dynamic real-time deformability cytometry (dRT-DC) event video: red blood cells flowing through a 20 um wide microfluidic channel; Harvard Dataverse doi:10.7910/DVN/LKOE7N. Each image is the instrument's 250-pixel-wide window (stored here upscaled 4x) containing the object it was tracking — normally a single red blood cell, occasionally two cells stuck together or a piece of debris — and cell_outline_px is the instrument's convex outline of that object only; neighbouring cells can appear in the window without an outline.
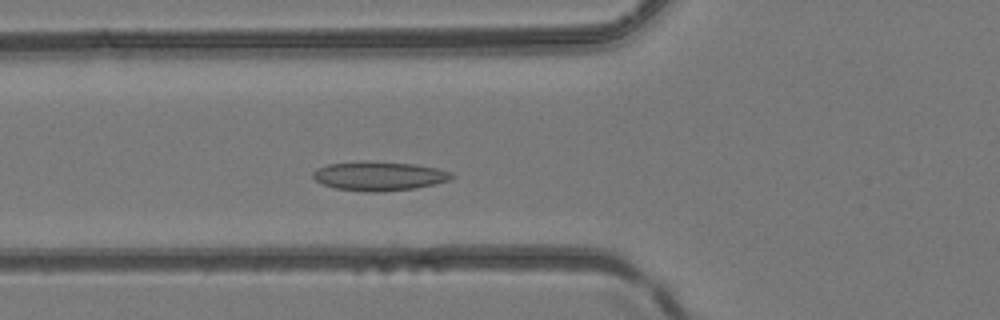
{"species": "common noctule bat (a hibernating species)", "species_latin": "Nyctalus noctula", "temperature_condition": "room temperature", "stored_images_in_passage": 42, "camera_frame_rate_fps": 3000, "um_per_image_px": 0.085, "animal": {"sex": "female", "body_mass_g": 24.6, "forearm_length_mm": 56.2}, "frame": {"image": 1, "passage_image": 12, "time_ms": 3.667, "image_size_px": [1000, 320], "cell_outline_px": [[456, 176], [452, 180], [416, 188], [376, 192], [368, 192], [336, 188], [324, 184], [316, 180], [312, 176], [312, 172], [316, 168], [328, 164], [412, 164], [436, 168], [452, 172]], "centroid_in_image_um": [32.29, 15.01], "position_along_channel_um": 93.5, "area_um2": 22.43}}
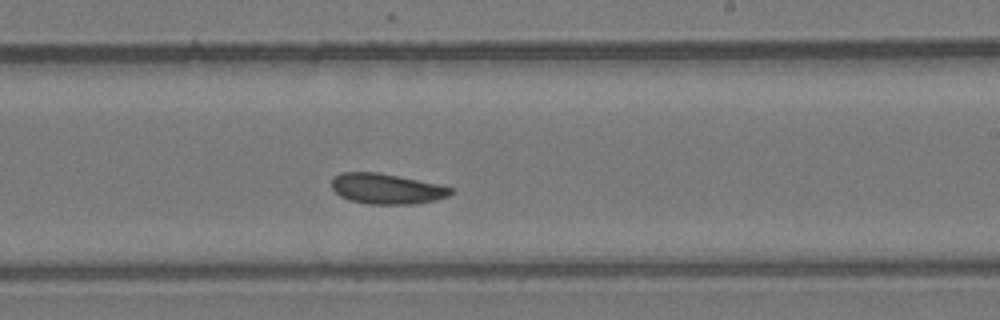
{"frame": {"image": 2, "passage_image": 23, "time_ms": 7.333, "image_size_px": [1000, 320], "cell_outline_px": [[452, 192], [448, 196], [436, 200], [416, 204], [368, 204], [348, 200], [340, 196], [332, 188], [332, 176], [340, 172], [376, 172], [436, 184], [452, 188]], "centroid_in_image_um": [32.8, 16.05], "position_along_channel_um": 256.2, "area_um2": 20.98}}
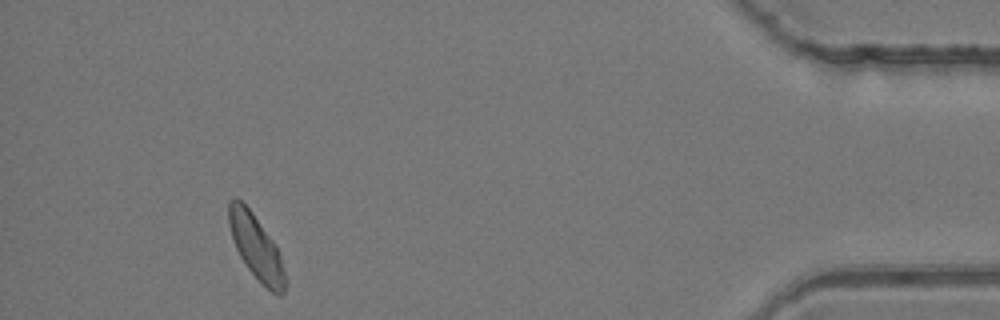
{"frame": {"image": 3, "passage_image": 38, "time_ms": 12.333, "image_size_px": [1000, 320], "cell_outline_px": [[284, 292], [280, 296], [272, 292], [248, 268], [240, 256], [236, 248], [228, 224], [228, 200], [236, 196], [252, 212], [276, 244], [280, 256], [284, 272]], "centroid_in_image_um": [21.74, 20.94], "position_along_channel_um": 413.5, "area_um2": 20.69}}